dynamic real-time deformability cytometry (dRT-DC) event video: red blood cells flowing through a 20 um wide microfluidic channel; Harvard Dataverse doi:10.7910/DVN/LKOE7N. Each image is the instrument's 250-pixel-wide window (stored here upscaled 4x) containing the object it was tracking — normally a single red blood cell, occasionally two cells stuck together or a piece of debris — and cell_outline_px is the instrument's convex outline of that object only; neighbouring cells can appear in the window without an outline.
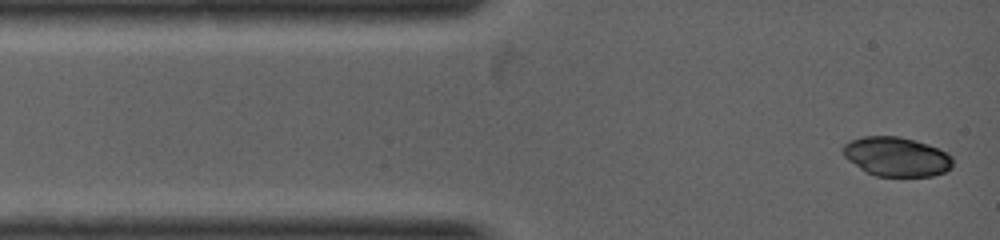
{"species": "common noctule bat (a hibernating species)", "species_latin": "Nyctalus noctula", "temperature_condition": "warm", "stored_images_in_passage": 20, "camera_frame_rate_fps": 5000, "um_per_image_px": 0.085, "animal": {"sex": "female", "body_mass_g": 19.0, "forearm_length_mm": 53.3}, "frame": {"image": 1, "passage_image": 1, "time_ms": 0.0, "image_size_px": [1000, 240], "cell_outline_px": [[952, 168], [944, 172], [932, 176], [876, 176], [860, 168], [848, 160], [844, 156], [840, 148], [844, 144], [852, 140], [864, 136], [900, 136], [916, 140], [928, 144], [948, 152], [952, 156]], "centroid_in_image_um": [76.21, 13.31], "position_along_channel_um": 8.8, "area_um2": 25.32}}
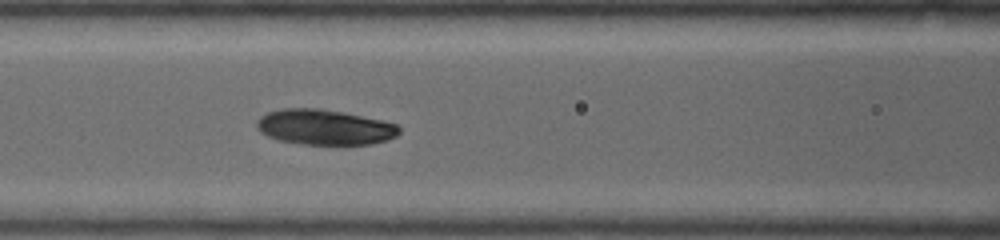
{"frame": {"image": 2, "passage_image": 12, "time_ms": 2.2, "image_size_px": [1000, 240], "cell_outline_px": [[400, 132], [396, 136], [388, 140], [344, 152], [296, 144], [276, 140], [260, 132], [256, 128], [256, 120], [260, 116], [268, 112], [280, 108], [320, 108], [344, 112], [384, 120], [396, 124], [400, 128]], "centroid_in_image_um": [27.65, 10.92], "position_along_channel_um": 139.0, "area_um2": 32.02}}
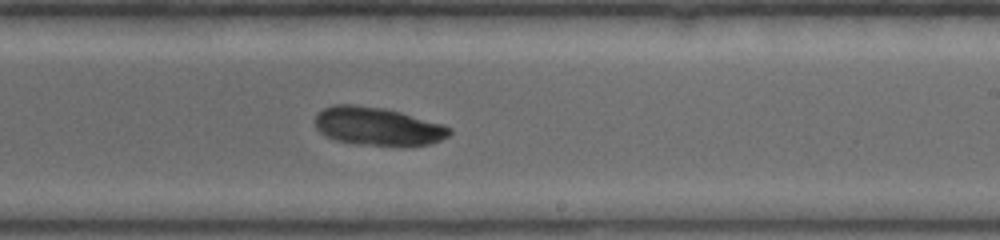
{"frame": {"image": 3, "passage_image": 20, "time_ms": 3.8, "image_size_px": [1000, 240], "cell_outline_px": [[452, 136], [432, 144], [416, 148], [392, 148], [348, 144], [324, 136], [316, 128], [316, 116], [324, 108], [332, 104], [352, 104], [384, 108], [400, 112], [444, 124], [452, 128]], "centroid_in_image_um": [32.19, 10.81], "position_along_channel_um": 256.8, "area_um2": 31.44}}